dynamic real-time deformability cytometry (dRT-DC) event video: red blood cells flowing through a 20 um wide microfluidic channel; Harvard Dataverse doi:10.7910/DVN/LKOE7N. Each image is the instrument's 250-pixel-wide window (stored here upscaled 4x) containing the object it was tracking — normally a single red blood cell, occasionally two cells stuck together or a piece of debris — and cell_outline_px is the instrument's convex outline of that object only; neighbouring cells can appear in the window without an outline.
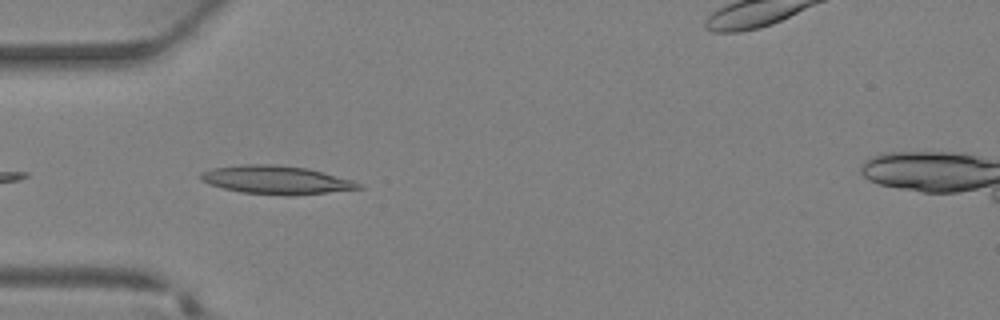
{"species": "Egyptian fruit bat (a non-hibernating species)", "species_latin": "Rousettus aegyptiacus", "temperature_condition": "warm", "stored_images_in_passage": 30, "camera_frame_rate_fps": 3000, "um_per_image_px": 0.085, "animal": {"sex": "female"}, "frame": {"image": 1, "passage_image": 13, "time_ms": 4.0, "image_size_px": [1000, 320], "cell_outline_px": [[364, 188], [328, 192], [288, 196], [240, 192], [224, 188], [200, 180], [200, 172], [212, 168], [248, 164], [276, 164], [308, 168], [352, 180], [360, 184]], "centroid_in_image_um": [23.47, 15.29], "position_along_channel_um": 61.5, "area_um2": 25.95}}
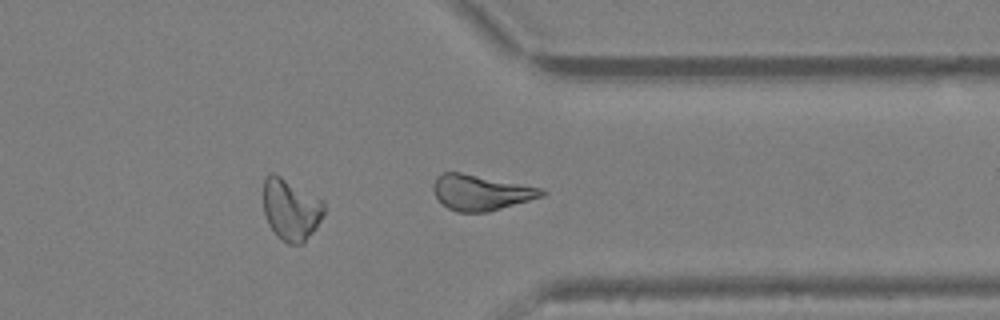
{"frame": {"image": 2, "passage_image": 30, "time_ms": 9.667, "image_size_px": [1000, 320], "cell_outline_px": [[548, 192], [544, 196], [488, 212], [456, 212], [448, 208], [436, 196], [432, 188], [432, 184], [436, 176], [440, 172], [460, 172], [544, 188]], "centroid_in_image_um": [40.88, 16.35], "position_along_channel_um": 370.5, "area_um2": 22.54}}